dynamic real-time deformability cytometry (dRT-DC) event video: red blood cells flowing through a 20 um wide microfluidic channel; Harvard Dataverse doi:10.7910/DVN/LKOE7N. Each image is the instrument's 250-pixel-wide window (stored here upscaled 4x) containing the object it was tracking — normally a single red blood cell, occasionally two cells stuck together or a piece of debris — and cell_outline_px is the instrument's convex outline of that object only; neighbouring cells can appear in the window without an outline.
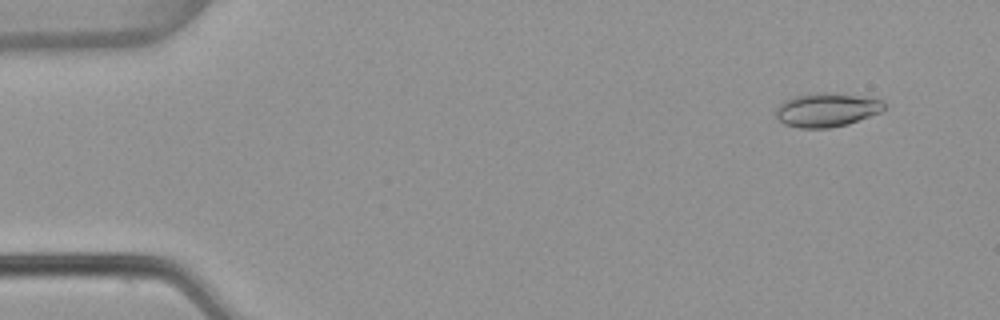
{"species": "common noctule bat (a hibernating species)", "species_latin": "Nyctalus noctula", "temperature_condition": "warm", "stored_images_in_passage": 54, "camera_frame_rate_fps": 3000, "um_per_image_px": 0.085, "animal": {"sex": "female", "body_mass_g": 22.7, "forearm_length_mm": 54.2}, "frame": {"image": 1, "passage_image": 5, "time_ms": 1.333, "image_size_px": [1000, 320], "cell_outline_px": [[884, 108], [880, 112], [848, 124], [828, 128], [800, 128], [784, 124], [776, 120], [776, 108], [784, 100], [796, 96], [816, 92], [836, 92], [884, 100]], "centroid_in_image_um": [70.24, 9.33], "position_along_channel_um": 14.8, "area_um2": 21.5}}
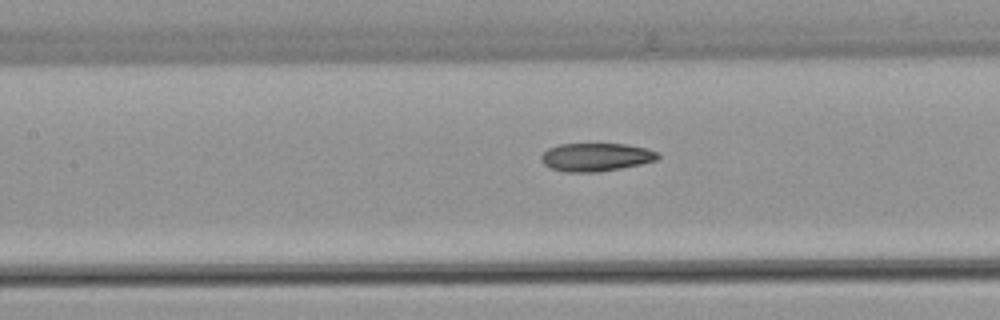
{"frame": {"image": 2, "passage_image": 25, "time_ms": 8.0, "image_size_px": [1000, 320], "cell_outline_px": [[660, 156], [656, 160], [640, 164], [620, 168], [596, 172], [564, 172], [552, 168], [544, 164], [540, 160], [540, 156], [548, 148], [560, 144], [628, 144], [648, 148], [660, 152]], "centroid_in_image_um": [50.67, 13.34], "position_along_channel_um": 156.7, "area_um2": 19.25}}
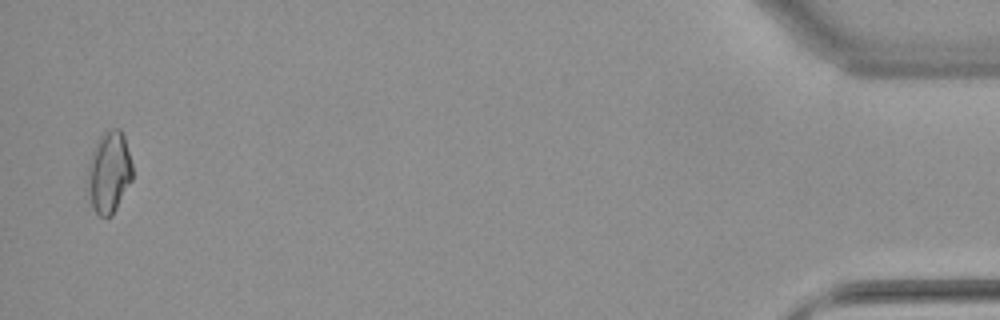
{"frame": {"image": 3, "passage_image": 53, "time_ms": 17.333, "image_size_px": [1000, 320], "cell_outline_px": [[132, 180], [112, 216], [100, 216], [92, 208], [84, 188], [88, 164], [96, 140], [108, 128], [120, 128], [124, 136], [132, 164]], "centroid_in_image_um": [9.22, 14.65], "position_along_channel_um": 426.0, "area_um2": 21.96}, "authors_computed_cell_mechanics": {"area_um2": 19.7098, "velocity_mm_per_s": 3.8414, "shape_relaxation_time_tau1_ms": null, "shape_relaxation_time_tau2_ms": 3.9119, "deformation_change_tau1": null, "deformation_change_tau2": 0.1053}}